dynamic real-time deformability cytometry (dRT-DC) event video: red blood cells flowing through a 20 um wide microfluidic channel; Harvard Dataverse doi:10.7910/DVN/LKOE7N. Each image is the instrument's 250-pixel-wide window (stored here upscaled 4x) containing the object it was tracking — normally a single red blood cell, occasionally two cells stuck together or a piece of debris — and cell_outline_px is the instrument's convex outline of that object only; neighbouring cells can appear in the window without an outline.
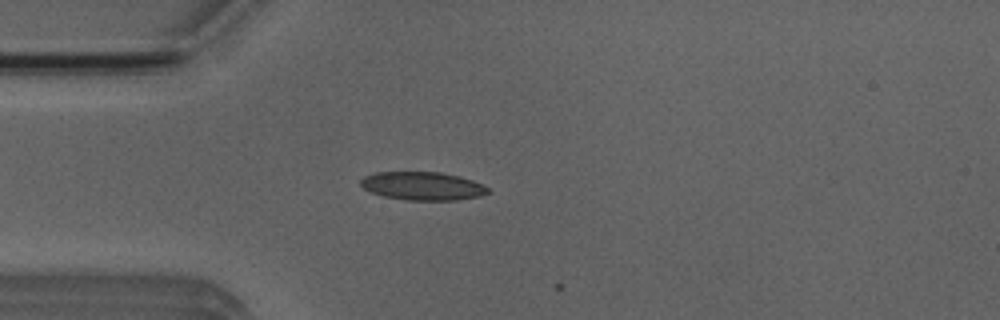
{"species": "Egyptian fruit bat (a non-hibernating species)", "species_latin": "Rousettus aegyptiacus", "temperature_condition": "room temperature", "stored_images_in_passage": 3, "camera_frame_rate_fps": 3000, "um_per_image_px": 0.085, "animal": {"sex": "male"}, "frame": {"image": 1, "passage_image": 2, "time_ms": 0.333, "image_size_px": [1000, 320], "cell_outline_px": [[492, 192], [480, 196], [456, 200], [408, 200], [384, 196], [372, 192], [364, 188], [360, 184], [360, 180], [364, 176], [376, 172], [440, 172], [460, 176], [472, 180], [488, 188]], "centroid_in_image_um": [35.93, 15.8], "position_along_channel_um": 49.1, "area_um2": 20.92}}